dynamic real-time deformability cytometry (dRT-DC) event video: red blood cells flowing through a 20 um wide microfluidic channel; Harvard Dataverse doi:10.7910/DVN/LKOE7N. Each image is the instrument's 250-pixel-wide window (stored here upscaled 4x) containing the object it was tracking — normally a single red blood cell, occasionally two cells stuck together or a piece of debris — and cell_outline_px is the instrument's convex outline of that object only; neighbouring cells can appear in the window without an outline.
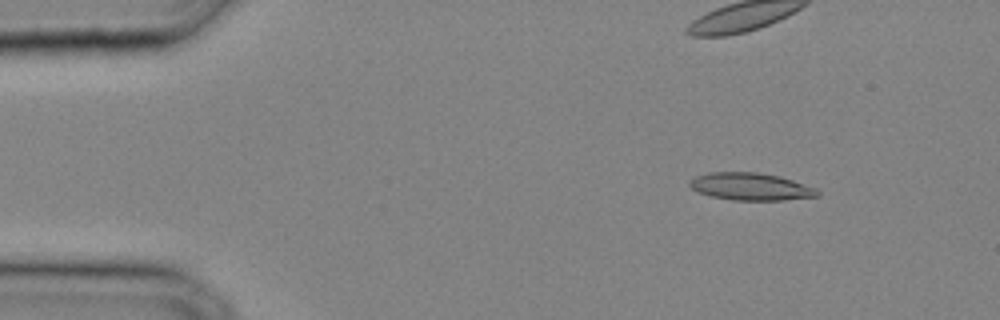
{"species": "common noctule bat (a hibernating species)", "species_latin": "Nyctalus noctula", "temperature_condition": "cold", "stored_images_in_passage": 18, "camera_frame_rate_fps": 3000, "um_per_image_px": 0.085, "animal": {"sex": "male", "body_mass_g": 20.4}, "frame": {"image": 1, "passage_image": 4, "time_ms": 1.0, "image_size_px": [1000, 320], "cell_outline_px": [[820, 196], [784, 200], [732, 200], [712, 196], [700, 192], [692, 188], [688, 184], [688, 180], [696, 176], [708, 172], [756, 172], [780, 176], [816, 188], [820, 192]], "centroid_in_image_um": [63.82, 15.86], "position_along_channel_um": 21.2, "area_um2": 20.4}}